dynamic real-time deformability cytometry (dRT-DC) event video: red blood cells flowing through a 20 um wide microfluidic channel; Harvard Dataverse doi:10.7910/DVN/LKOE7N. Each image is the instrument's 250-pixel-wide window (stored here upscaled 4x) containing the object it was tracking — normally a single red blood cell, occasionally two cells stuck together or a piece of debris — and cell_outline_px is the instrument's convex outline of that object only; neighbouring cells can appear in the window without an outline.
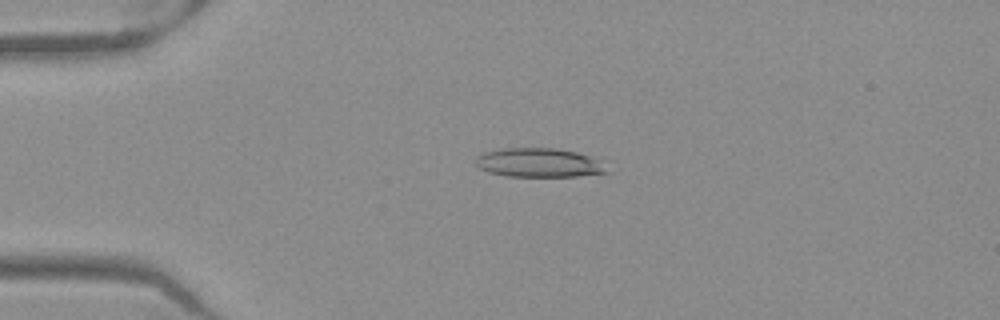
{"species": "Egyptian fruit bat (a non-hibernating species)", "species_latin": "Rousettus aegyptiacus", "temperature_condition": "warm", "stored_images_in_passage": 52, "camera_frame_rate_fps": 3000, "um_per_image_px": 0.085, "frame": {"image": 1, "passage_image": 13, "time_ms": 4.0, "image_size_px": [1000, 320], "cell_outline_px": [[612, 172], [576, 176], [508, 176], [488, 172], [480, 168], [476, 164], [476, 160], [484, 152], [504, 148], [556, 148], [576, 152], [588, 156]], "centroid_in_image_um": [45.78, 13.83], "position_along_channel_um": 39.2, "area_um2": 21.73}}
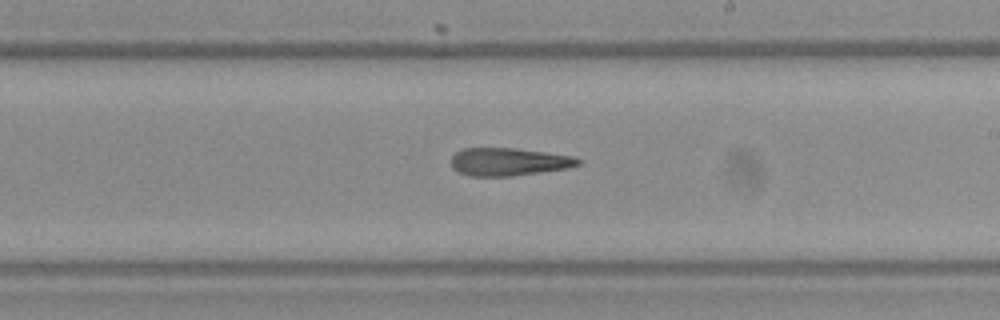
{"frame": {"image": 2, "passage_image": 31, "time_ms": 10.0, "image_size_px": [1000, 320], "cell_outline_px": [[580, 164], [568, 168], [512, 176], [472, 176], [460, 172], [452, 168], [452, 156], [456, 152], [464, 148], [516, 148], [572, 156], [580, 160]], "centroid_in_image_um": [43.22, 13.75], "position_along_channel_um": 245.8, "area_um2": 20.4}}
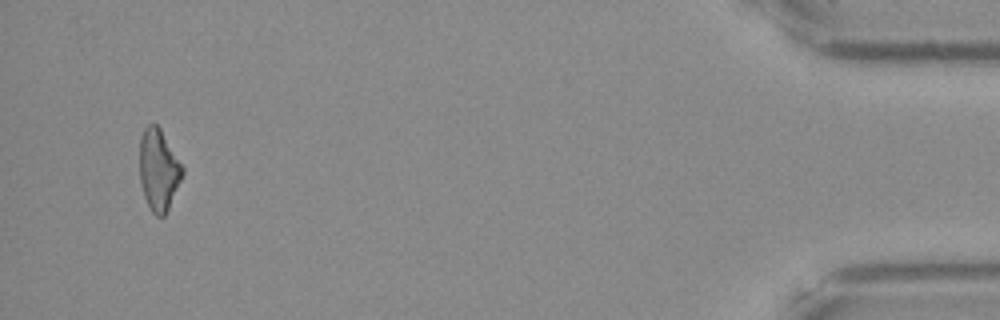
{"frame": {"image": 3, "passage_image": 50, "time_ms": 16.333, "image_size_px": [1000, 320], "cell_outline_px": [[184, 172], [168, 208], [164, 216], [156, 216], [152, 212], [144, 196], [140, 184], [140, 136], [144, 128], [148, 124], [156, 124], [160, 128], [184, 168]], "centroid_in_image_um": [13.47, 14.42], "position_along_channel_um": 421.7, "area_um2": 20.11}, "authors_computed_cell_mechanics": {"area_um2": 21.4438, "velocity_mm_per_s": 4.0074, "shape_relaxation_time_tau1_ms": null, "shape_relaxation_time_tau2_ms": 8.0499, "deformation_change_tau1": null, "deformation_change_tau2": 0.276}}